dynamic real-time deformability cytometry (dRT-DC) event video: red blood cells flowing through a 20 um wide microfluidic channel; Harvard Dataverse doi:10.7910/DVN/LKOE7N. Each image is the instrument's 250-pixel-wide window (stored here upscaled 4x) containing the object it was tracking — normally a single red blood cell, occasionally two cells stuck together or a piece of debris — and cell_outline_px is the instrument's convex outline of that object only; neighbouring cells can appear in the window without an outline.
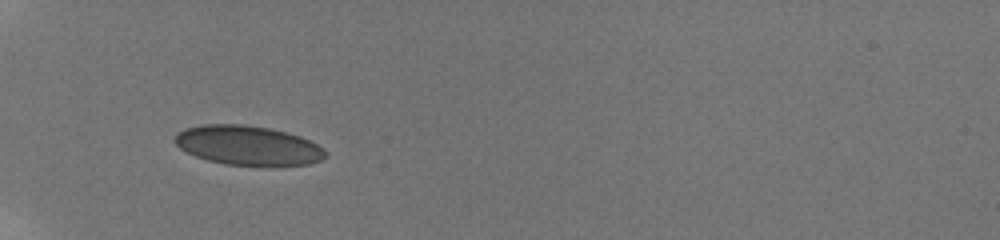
{"species": "human", "species_latin": "Homo sapiens", "temperature_condition": "room temperature", "stored_images_in_passage": 49, "camera_frame_rate_fps": 3000, "um_per_image_px": 0.085, "donor": {"sex": "male"}, "frame": {"image": 1, "passage_image": 1, "time_ms": 0.0, "image_size_px": [1000, 240], "cell_outline_px": [[328, 156], [320, 160], [308, 164], [272, 168], [224, 164], [208, 160], [196, 156], [180, 148], [172, 140], [184, 128], [204, 124], [244, 124], [268, 128], [300, 136], [324, 148], [328, 152]], "centroid_in_image_um": [21.12, 12.4], "position_along_channel_um": 63.9, "area_um2": 35.26}}
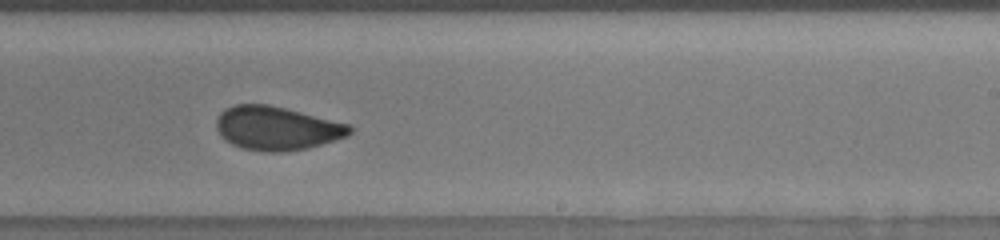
{"frame": {"image": 2, "passage_image": 35, "time_ms": 5.667, "image_size_px": [1000, 240], "cell_outline_px": [[352, 132], [348, 136], [336, 140], [308, 148], [280, 152], [268, 152], [244, 148], [232, 144], [224, 140], [220, 136], [216, 128], [216, 120], [220, 112], [236, 104], [268, 104], [348, 124], [352, 128]], "centroid_in_image_um": [23.5, 10.91], "position_along_channel_um": 265.5, "area_um2": 33.76}}
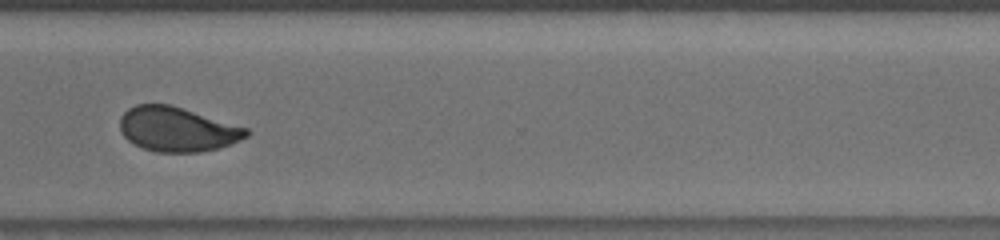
{"frame": {"image": 3, "passage_image": 45, "time_ms": 8.0, "image_size_px": [1000, 240], "cell_outline_px": [[252, 132], [248, 136], [232, 144], [200, 152], [156, 152], [144, 148], [128, 140], [124, 136], [120, 128], [120, 116], [128, 108], [136, 104], [172, 104], [248, 128]], "centroid_in_image_um": [15.08, 10.97], "position_along_channel_um": 355.5, "area_um2": 32.95}, "authors_computed_cell_mechanics": {"area_um2": 33.9864, "velocity_mm_per_s": 3.8553, "shape_relaxation_time_tau1_ms": 5.2833, "shape_relaxation_time_tau2_ms": 0.9729, "deformation_change_tau1": 0.1288, "deformation_change_tau2": 0.0545}}